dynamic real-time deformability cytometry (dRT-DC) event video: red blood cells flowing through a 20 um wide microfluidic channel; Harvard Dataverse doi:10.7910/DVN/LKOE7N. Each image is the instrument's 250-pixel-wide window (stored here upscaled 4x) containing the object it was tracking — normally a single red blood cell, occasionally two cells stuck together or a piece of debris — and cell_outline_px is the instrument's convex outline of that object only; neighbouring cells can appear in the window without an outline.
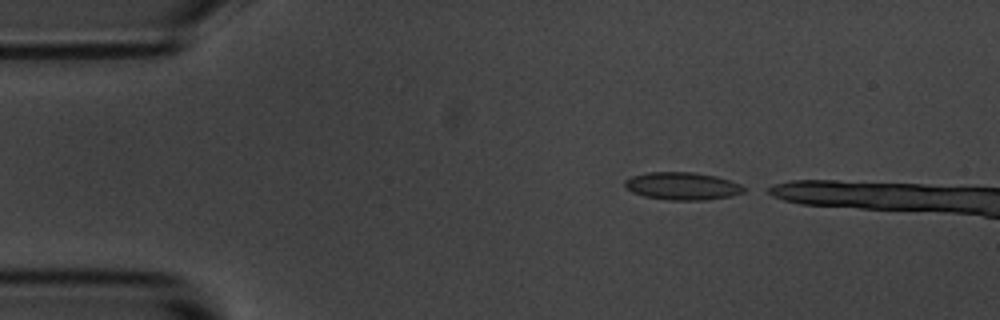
{"species": "common noctule bat (a hibernating species)", "species_latin": "Nyctalus noctula", "temperature_condition": "room temperature", "stored_images_in_passage": 3, "camera_frame_rate_fps": 3000, "um_per_image_px": 0.085, "animal": {"sex": "male", "body_mass_g": 20.1, "forearm_length_mm": 53.5}, "frame": {"image": 1, "passage_image": 1, "time_ms": 0.0, "image_size_px": [1000, 320], "cell_outline_px": [[748, 188], [744, 192], [732, 196], [704, 200], [668, 200], [644, 196], [632, 192], [624, 188], [624, 180], [632, 176], [648, 172], [692, 172], [716, 176], [740, 184]], "centroid_in_image_um": [57.99, 15.82], "position_along_channel_um": 27.0, "area_um2": 19.31}}